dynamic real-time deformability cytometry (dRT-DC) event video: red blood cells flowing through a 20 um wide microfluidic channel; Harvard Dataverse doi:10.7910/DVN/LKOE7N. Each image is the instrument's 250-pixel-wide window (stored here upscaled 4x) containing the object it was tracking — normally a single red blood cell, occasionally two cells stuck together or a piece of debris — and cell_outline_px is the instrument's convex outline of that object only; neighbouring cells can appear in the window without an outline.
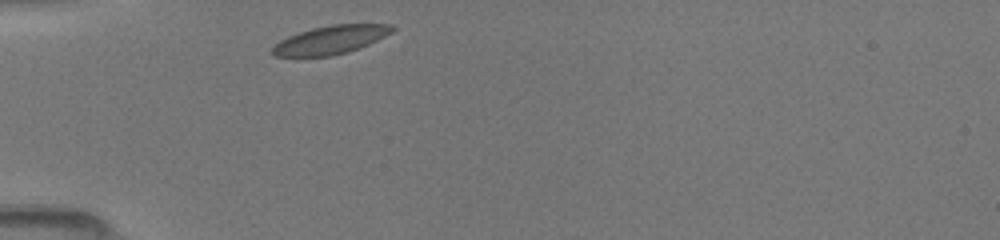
{"species": "common noctule bat (a hibernating species)", "species_latin": "Nyctalus noctula", "temperature_condition": "room temperature", "stored_images_in_passage": 33, "camera_frame_rate_fps": 3000, "um_per_image_px": 0.085, "animal": {"sex": "female", "body_mass_g": 19.5, "forearm_length_mm": 54.1}, "frame": {"image": 1, "passage_image": 1, "time_ms": 0.0, "image_size_px": [1000, 240], "cell_outline_px": [[396, 28], [392, 32], [360, 48], [348, 52], [332, 56], [272, 56], [272, 48], [280, 40], [288, 36], [312, 28], [332, 24], [392, 24]], "centroid_in_image_um": [28.11, 3.38], "position_along_channel_um": 56.9, "area_um2": 19.77}}
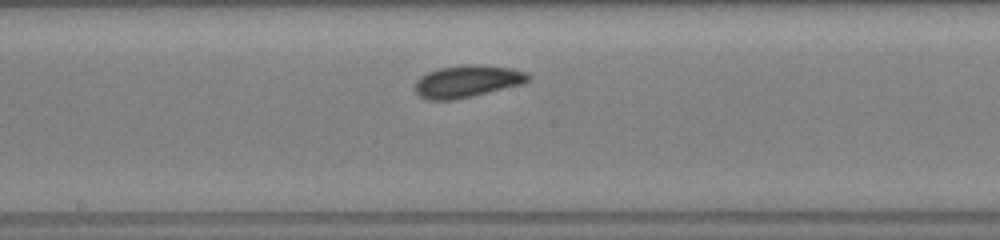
{"frame": {"image": 2, "passage_image": 15, "time_ms": 4.0, "image_size_px": [1000, 240], "cell_outline_px": [[532, 76], [528, 80], [520, 84], [456, 100], [428, 100], [420, 96], [416, 92], [416, 80], [420, 76], [428, 72], [440, 68], [464, 64], [480, 64], [512, 68], [524, 72]], "centroid_in_image_um": [39.69, 6.9], "position_along_channel_um": 208.5, "area_um2": 21.1}}
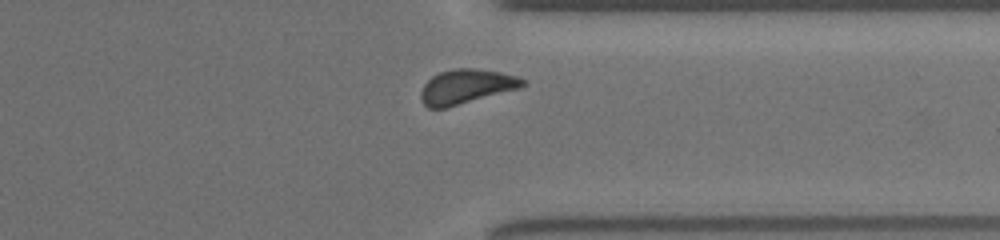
{"frame": {"image": 3, "passage_image": 29, "time_ms": 8.0, "image_size_px": [1000, 240], "cell_outline_px": [[524, 84], [520, 88], [444, 108], [428, 108], [420, 100], [420, 92], [424, 84], [432, 76], [440, 72], [456, 68], [476, 68], [500, 72], [520, 76], [524, 80]], "centroid_in_image_um": [39.61, 7.35], "position_along_channel_um": 371.8, "area_um2": 20.35}}